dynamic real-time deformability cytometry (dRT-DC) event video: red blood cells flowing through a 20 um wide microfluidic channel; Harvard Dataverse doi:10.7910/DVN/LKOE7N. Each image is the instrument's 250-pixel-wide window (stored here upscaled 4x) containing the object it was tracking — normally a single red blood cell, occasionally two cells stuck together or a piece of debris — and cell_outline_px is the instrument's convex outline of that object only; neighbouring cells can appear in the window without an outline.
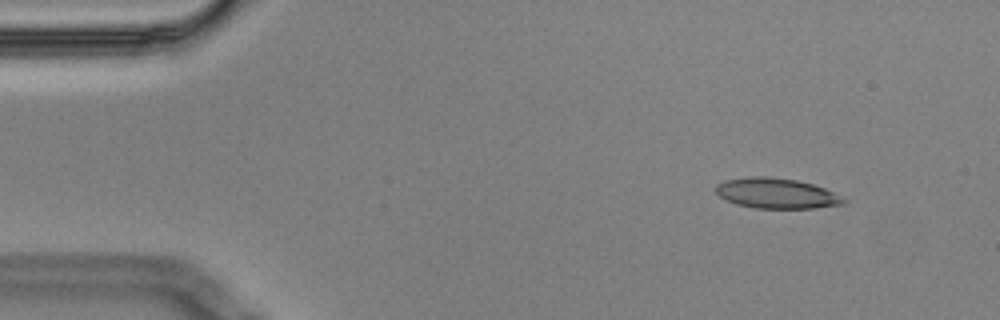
{"species": "Egyptian fruit bat (a non-hibernating species)", "species_latin": "Rousettus aegyptiacus", "temperature_condition": "cold", "stored_images_in_passage": 5, "camera_frame_rate_fps": 3000, "um_per_image_px": 0.085, "animal": {"sex": "male"}, "frame": {"image": 1, "passage_image": 2, "time_ms": 0.333, "image_size_px": [1000, 320], "cell_outline_px": [[848, 200], [844, 204], [816, 208], [752, 208], [736, 204], [724, 200], [716, 192], [716, 184], [724, 180], [748, 176], [768, 176], [796, 180], [812, 184], [824, 188]], "centroid_in_image_um": [65.96, 16.43], "position_along_channel_um": 19.0, "area_um2": 22.72}}
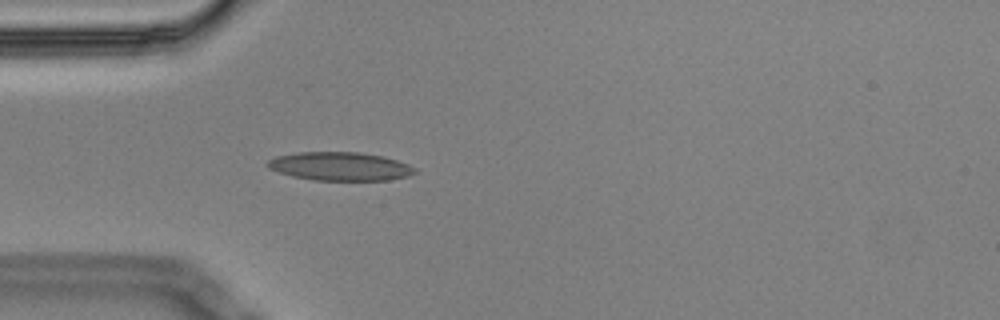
{"frame": {"image": 2, "passage_image": 5, "time_ms": 1.333, "image_size_px": [1000, 320], "cell_outline_px": [[416, 172], [408, 176], [388, 180], [312, 180], [292, 176], [268, 168], [264, 164], [268, 160], [276, 156], [300, 152], [360, 152], [384, 156], [408, 164], [416, 168]], "centroid_in_image_um": [28.89, 14.13], "position_along_channel_um": 56.1, "area_um2": 24.51}}